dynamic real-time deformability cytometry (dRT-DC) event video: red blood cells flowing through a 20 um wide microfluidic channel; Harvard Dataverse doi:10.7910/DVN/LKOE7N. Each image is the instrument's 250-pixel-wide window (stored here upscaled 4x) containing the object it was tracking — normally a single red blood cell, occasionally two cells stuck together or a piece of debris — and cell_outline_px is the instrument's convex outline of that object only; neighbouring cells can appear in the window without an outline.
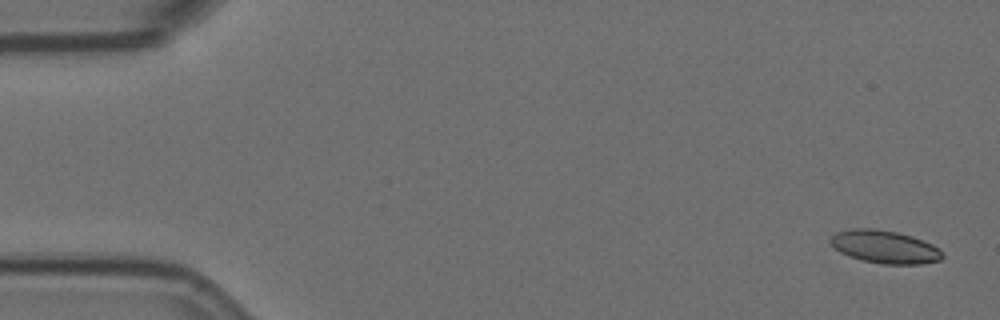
{"species": "Egyptian fruit bat (a non-hibernating species)", "species_latin": "Rousettus aegyptiacus", "temperature_condition": "room temperature", "stored_images_in_passage": 5, "segment_of_instrument_passage": [2, 2], "camera_frame_rate_fps": 3000, "um_per_image_px": 0.085, "animal": {"sex": "female"}, "frame": {"image": 1, "passage_image": 5, "time_ms": 1.333, "image_size_px": [1000, 320], "cell_outline_px": [[944, 256], [940, 260], [920, 264], [884, 264], [864, 260], [848, 256], [840, 252], [828, 240], [836, 232], [852, 228], [872, 228], [896, 232], [912, 236], [932, 244], [940, 248], [944, 252]], "centroid_in_image_um": [75.23, 20.98], "position_along_channel_um": 9.8, "area_um2": 21.44}}